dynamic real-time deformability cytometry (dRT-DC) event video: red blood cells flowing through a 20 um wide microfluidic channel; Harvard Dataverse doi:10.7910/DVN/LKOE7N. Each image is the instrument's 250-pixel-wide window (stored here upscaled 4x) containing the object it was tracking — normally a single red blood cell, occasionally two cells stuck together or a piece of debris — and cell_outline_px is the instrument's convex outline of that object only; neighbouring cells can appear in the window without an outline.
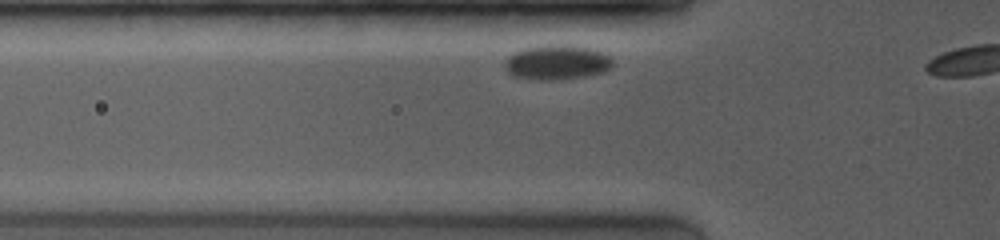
{"species": "common noctule bat (a hibernating species)", "species_latin": "Nyctalus noctula", "temperature_condition": "room temperature", "stored_images_in_passage": 7, "camera_frame_rate_fps": 4000, "um_per_image_px": 0.085, "animal": {"sex": "female", "body_mass_g": 19.0, "forearm_length_mm": 53.3}, "frame": {"image": 1, "passage_image": 4, "time_ms": 0.5, "image_size_px": [1000, 240], "cell_outline_px": [[612, 68], [604, 72], [584, 76], [556, 80], [536, 80], [512, 76], [504, 68], [504, 60], [512, 52], [524, 48], [548, 44], [564, 44], [592, 48], [612, 56]], "centroid_in_image_um": [47.32, 5.29], "position_along_channel_um": 78.5, "area_um2": 22.31}}